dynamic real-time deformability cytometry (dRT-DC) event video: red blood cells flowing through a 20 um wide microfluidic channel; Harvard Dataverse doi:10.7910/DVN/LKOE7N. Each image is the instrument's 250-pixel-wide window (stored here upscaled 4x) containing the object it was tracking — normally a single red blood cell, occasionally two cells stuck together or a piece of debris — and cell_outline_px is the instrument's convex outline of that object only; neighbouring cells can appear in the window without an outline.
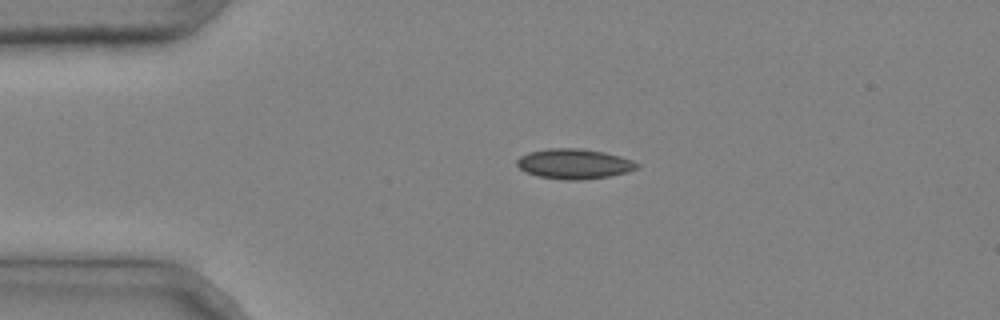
{"species": "common noctule bat (a hibernating species)", "species_latin": "Nyctalus noctula", "temperature_condition": "cold", "stored_images_in_passage": 3, "camera_frame_rate_fps": 3000, "um_per_image_px": 0.085, "animal": {"sex": "male", "body_mass_g": 20.4}, "frame": {"image": 1, "passage_image": 2, "time_ms": 0.333, "image_size_px": [1000, 320], "cell_outline_px": [[640, 168], [628, 172], [608, 176], [576, 180], [564, 180], [540, 176], [524, 172], [516, 164], [516, 160], [520, 156], [528, 152], [548, 148], [580, 148], [604, 152], [620, 156], [632, 160], [640, 164]], "centroid_in_image_um": [48.8, 13.92], "position_along_channel_um": 36.2, "area_um2": 21.1}}